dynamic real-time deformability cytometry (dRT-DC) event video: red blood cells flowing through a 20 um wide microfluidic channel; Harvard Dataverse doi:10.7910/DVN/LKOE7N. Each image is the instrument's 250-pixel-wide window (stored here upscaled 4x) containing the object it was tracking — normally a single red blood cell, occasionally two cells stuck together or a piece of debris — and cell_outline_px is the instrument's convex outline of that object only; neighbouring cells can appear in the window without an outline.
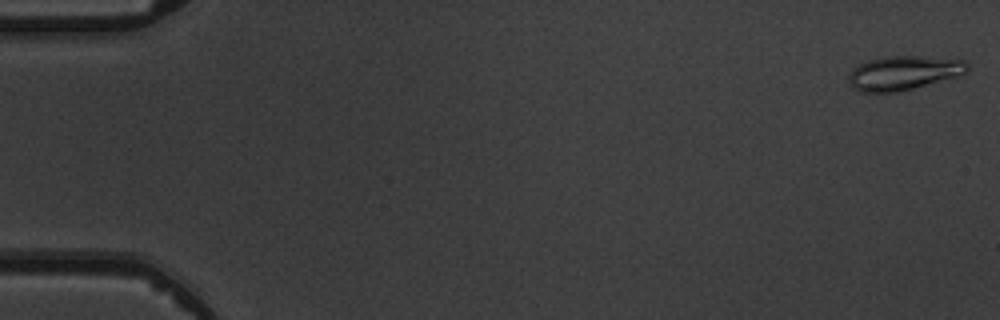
{"species": "common noctule bat (a hibernating species)", "species_latin": "Nyctalus noctula", "temperature_condition": "warm", "stored_images_in_passage": 7, "camera_frame_rate_fps": 3000, "um_per_image_px": 0.085, "animal": {"sex": "male", "body_mass_g": 19.5, "forearm_length_mm": 54.6}, "frame": {"image": 1, "passage_image": 1, "time_ms": 0.0, "image_size_px": [1000, 320], "cell_outline_px": [[968, 68], [964, 72], [956, 76], [912, 88], [896, 92], [860, 92], [852, 88], [848, 80], [848, 72], [852, 68], [868, 60], [880, 56], [920, 56], [964, 60], [968, 64]], "centroid_in_image_um": [76.71, 6.19], "position_along_channel_um": 8.3, "area_um2": 23.47}}
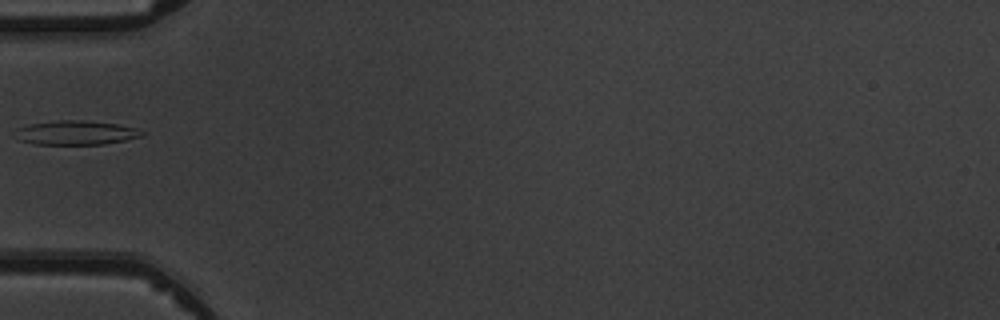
{"frame": {"image": 2, "passage_image": 5, "time_ms": 5.667, "image_size_px": [1000, 320], "cell_outline_px": [[144, 136], [104, 144], [36, 144], [20, 140], [12, 136], [12, 132], [16, 128], [28, 124], [56, 120], [84, 120], [116, 124], [136, 128], [144, 132]], "centroid_in_image_um": [6.38, 11.27], "position_along_channel_um": 78.6, "area_um2": 18.03}}
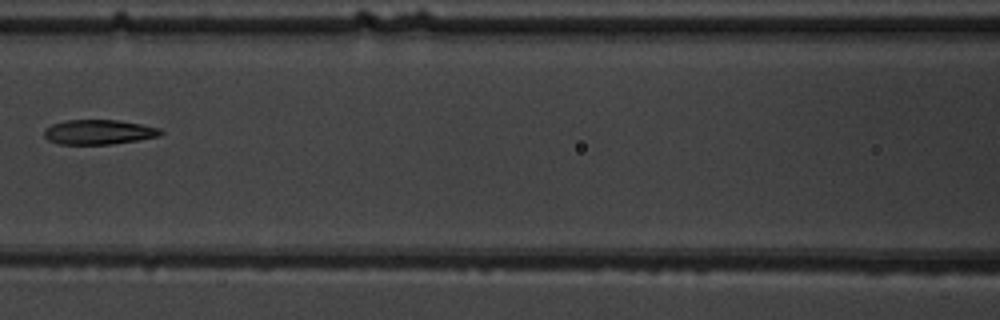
{"frame": {"image": 3, "passage_image": 7, "time_ms": 7.667, "image_size_px": [1000, 320], "cell_outline_px": [[164, 132], [160, 136], [112, 144], [60, 144], [48, 140], [44, 136], [44, 128], [52, 124], [68, 120], [120, 120], [160, 128]], "centroid_in_image_um": [8.39, 11.22], "position_along_channel_um": 158.2, "area_um2": 16.76}}